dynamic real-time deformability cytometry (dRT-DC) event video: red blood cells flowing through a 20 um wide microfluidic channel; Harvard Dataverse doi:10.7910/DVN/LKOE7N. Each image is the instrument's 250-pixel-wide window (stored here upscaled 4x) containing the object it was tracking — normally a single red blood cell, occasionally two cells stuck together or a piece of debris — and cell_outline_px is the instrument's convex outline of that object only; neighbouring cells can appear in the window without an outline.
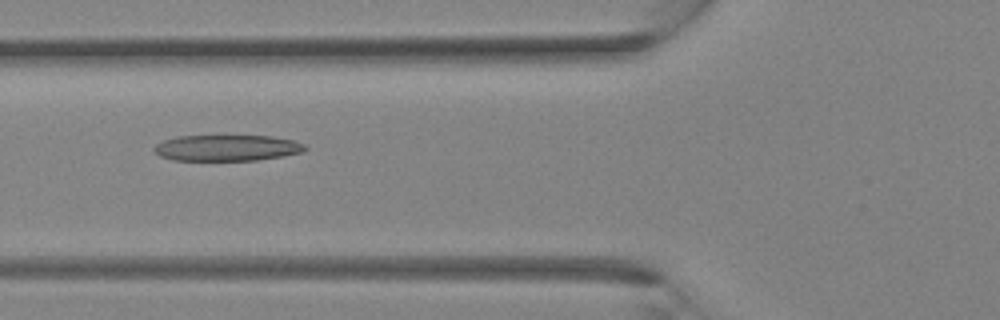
{"species": "Egyptian fruit bat (a non-hibernating species)", "species_latin": "Rousettus aegyptiacus", "temperature_condition": "room temperature", "stored_images_in_passage": 35, "camera_frame_rate_fps": 3000, "um_per_image_px": 0.085, "animal": {"sex": "female"}, "frame": {"image": 1, "passage_image": 13, "time_ms": 4.0, "image_size_px": [1000, 320], "cell_outline_px": [[308, 148], [304, 152], [284, 156], [256, 160], [172, 160], [160, 156], [152, 152], [152, 148], [156, 144], [164, 140], [176, 136], [272, 136], [292, 140], [304, 144]], "centroid_in_image_um": [19.27, 12.57], "position_along_channel_um": 106.5, "area_um2": 23.06}}
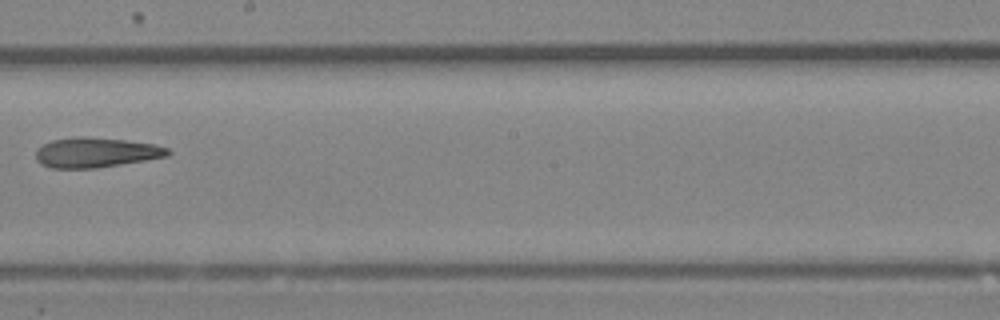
{"frame": {"image": 2, "passage_image": 20, "time_ms": 6.333, "image_size_px": [1000, 320], "cell_outline_px": [[172, 152], [168, 156], [96, 168], [52, 168], [40, 164], [36, 160], [36, 152], [44, 144], [52, 140], [80, 136], [124, 140], [156, 144], [168, 148]], "centroid_in_image_um": [8.16, 12.96], "position_along_channel_um": 240.0, "area_um2": 22.83}}
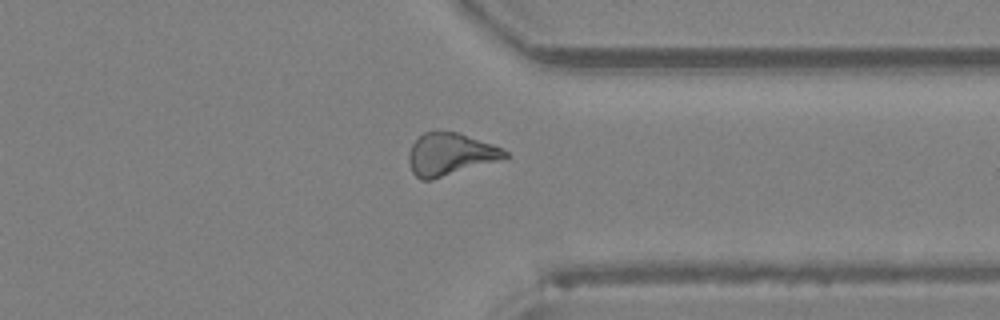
{"frame": {"image": 3, "passage_image": 27, "time_ms": 8.667, "image_size_px": [1000, 320], "cell_outline_px": [[508, 156], [496, 160], [432, 180], [420, 180], [412, 172], [408, 160], [408, 152], [412, 144], [424, 132], [456, 132], [504, 148], [508, 152]], "centroid_in_image_um": [38.21, 13.12], "position_along_channel_um": 373.2, "area_um2": 23.24}}